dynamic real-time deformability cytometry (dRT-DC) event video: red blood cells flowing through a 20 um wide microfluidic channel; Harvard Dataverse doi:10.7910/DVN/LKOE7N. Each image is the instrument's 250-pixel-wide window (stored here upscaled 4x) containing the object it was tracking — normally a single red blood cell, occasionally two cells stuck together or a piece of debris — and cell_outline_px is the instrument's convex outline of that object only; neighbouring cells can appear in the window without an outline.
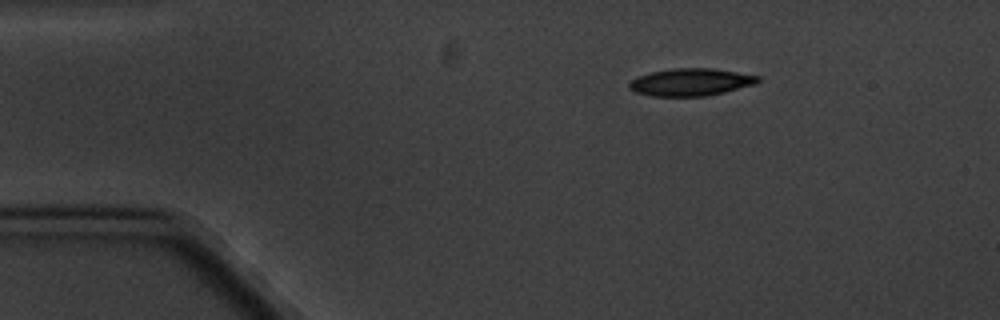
{"species": "common noctule bat (a hibernating species)", "species_latin": "Nyctalus noctula", "temperature_condition": "cold", "stored_images_in_passage": 3, "camera_frame_rate_fps": 3000, "um_per_image_px": 0.085, "animal": {"sex": "male", "body_mass_g": 20.1, "forearm_length_mm": 53.5}, "frame": {"image": 1, "passage_image": 1, "time_ms": 0.0, "image_size_px": [1000, 320], "cell_outline_px": [[760, 80], [756, 84], [724, 92], [704, 96], [652, 96], [636, 92], [628, 88], [628, 84], [636, 76], [652, 72], [672, 68], [712, 68], [760, 76]], "centroid_in_image_um": [58.7, 6.98], "position_along_channel_um": 26.3, "area_um2": 20.52}}